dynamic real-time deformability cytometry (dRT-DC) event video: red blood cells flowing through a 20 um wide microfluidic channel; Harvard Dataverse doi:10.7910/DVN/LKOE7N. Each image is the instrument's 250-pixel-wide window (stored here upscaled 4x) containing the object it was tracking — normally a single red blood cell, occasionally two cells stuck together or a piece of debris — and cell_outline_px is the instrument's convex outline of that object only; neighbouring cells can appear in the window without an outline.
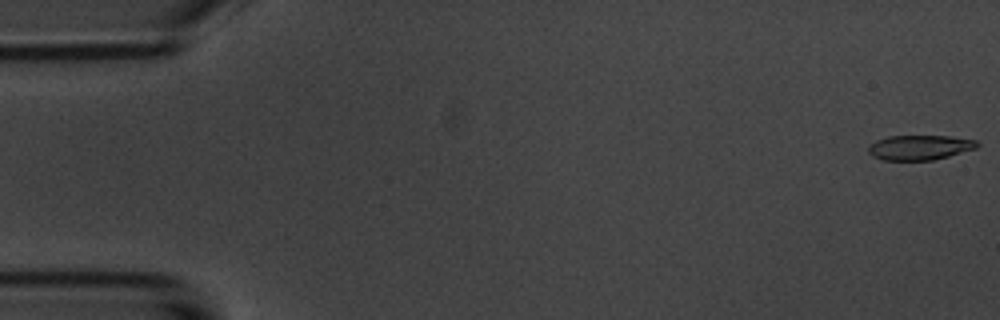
{"species": "common noctule bat (a hibernating species)", "species_latin": "Nyctalus noctula", "temperature_condition": "room temperature", "stored_images_in_passage": 54, "camera_frame_rate_fps": 3000, "um_per_image_px": 0.085, "animal": {"sex": "male", "body_mass_g": 20.1, "forearm_length_mm": 53.5}, "frame": {"image": 1, "passage_image": 1, "time_ms": 0.0, "image_size_px": [1000, 320], "cell_outline_px": [[980, 144], [976, 148], [948, 156], [932, 160], [884, 160], [872, 156], [868, 152], [868, 148], [876, 140], [888, 136], [948, 136], [976, 140]], "centroid_in_image_um": [78.17, 12.53], "position_along_channel_um": 6.8, "area_um2": 15.61}}
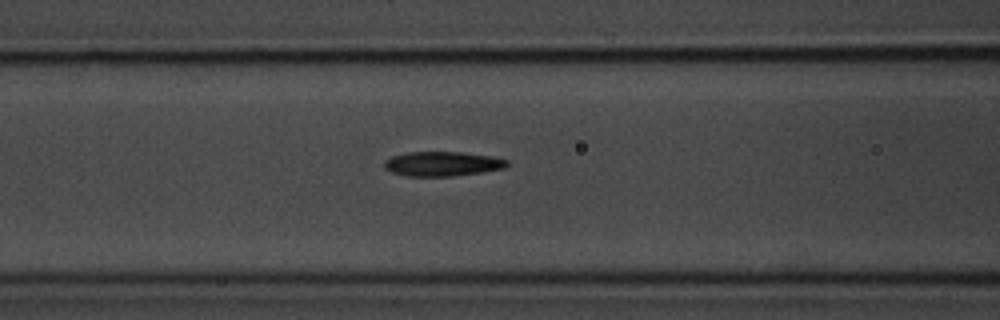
{"frame": {"image": 2, "passage_image": 22, "time_ms": 7.0, "image_size_px": [1000, 320], "cell_outline_px": [[508, 164], [504, 168], [484, 172], [452, 176], [408, 176], [392, 172], [384, 168], [384, 160], [392, 156], [408, 152], [460, 152], [492, 156], [508, 160]], "centroid_in_image_um": [37.6, 13.92], "position_along_channel_um": 129.0, "area_um2": 17.57}}
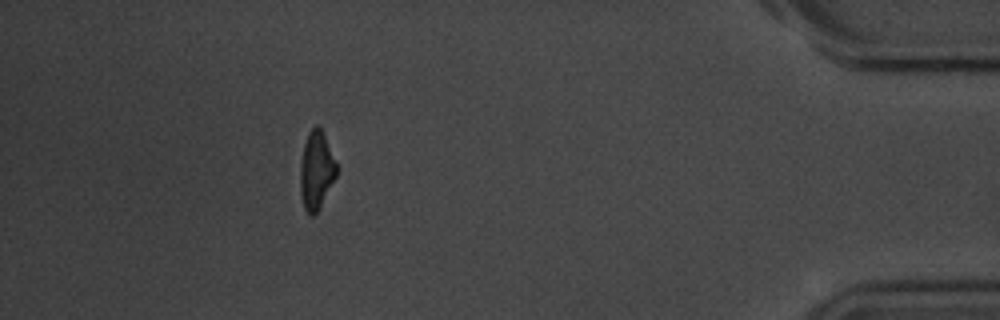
{"frame": {"image": 3, "passage_image": 49, "time_ms": 16.0, "image_size_px": [1000, 320], "cell_outline_px": [[340, 168], [320, 208], [312, 216], [308, 216], [304, 208], [300, 192], [300, 168], [304, 144], [308, 132], [316, 124], [320, 128]], "centroid_in_image_um": [26.9, 14.51], "position_along_channel_um": 408.3, "area_um2": 16.65}, "authors_computed_cell_mechanics": {"area_um2": 17.2244, "velocity_mm_per_s": 3.7118, "shape_relaxation_time_tau1_ms": 2.2686, "shape_relaxation_time_tau2_ms": 2.6209, "deformation_change_tau1": 0.1606, "deformation_change_tau2": 0.1198}}